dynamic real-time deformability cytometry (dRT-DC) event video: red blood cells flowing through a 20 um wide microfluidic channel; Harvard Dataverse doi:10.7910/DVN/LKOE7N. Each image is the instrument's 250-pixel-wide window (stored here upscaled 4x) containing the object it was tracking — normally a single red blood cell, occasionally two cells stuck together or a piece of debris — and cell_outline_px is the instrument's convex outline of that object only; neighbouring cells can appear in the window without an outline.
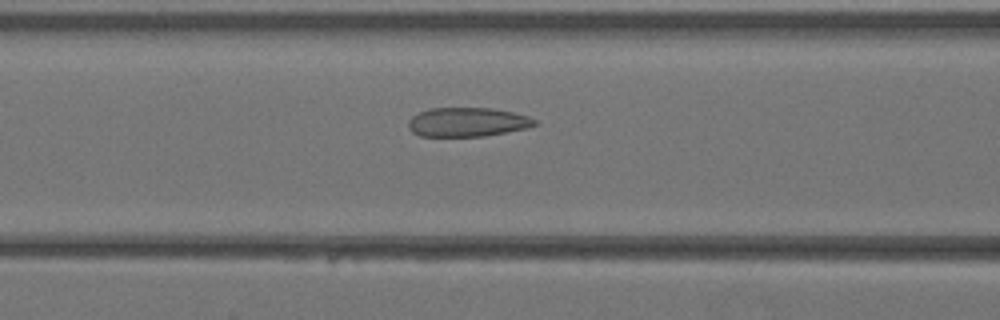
{"species": "Egyptian fruit bat (a non-hibernating species)", "species_latin": "Rousettus aegyptiacus", "temperature_condition": "warm", "stored_images_in_passage": 24, "camera_frame_rate_fps": 3000, "um_per_image_px": 0.085, "animal": {"sex": "female"}, "frame": {"image": 1, "passage_image": 5, "time_ms": 1.333, "image_size_px": [1000, 320], "cell_outline_px": [[536, 124], [528, 128], [484, 136], [420, 136], [412, 132], [408, 128], [408, 120], [412, 116], [428, 108], [492, 108], [512, 112], [528, 116], [536, 120]], "centroid_in_image_um": [39.7, 10.38], "position_along_channel_um": 126.9, "area_um2": 21.44}}
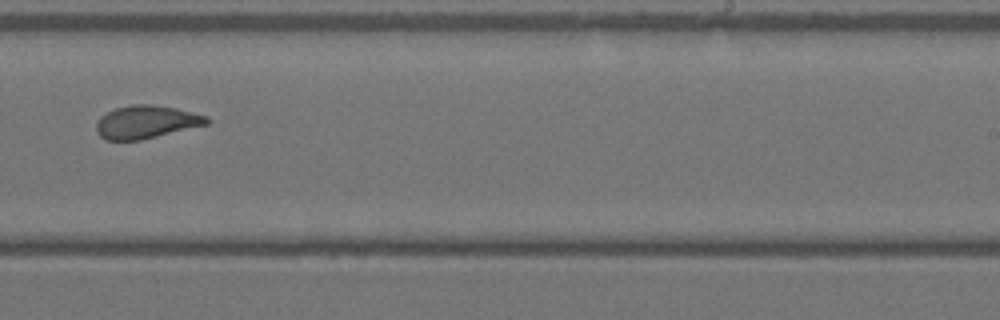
{"frame": {"image": 2, "passage_image": 14, "time_ms": 4.333, "image_size_px": [1000, 320], "cell_outline_px": [[212, 120], [208, 124], [140, 140], [104, 140], [96, 132], [96, 124], [100, 116], [116, 108], [132, 104], [152, 104], [176, 108], [208, 116]], "centroid_in_image_um": [12.43, 10.36], "position_along_channel_um": 276.6, "area_um2": 21.27}}
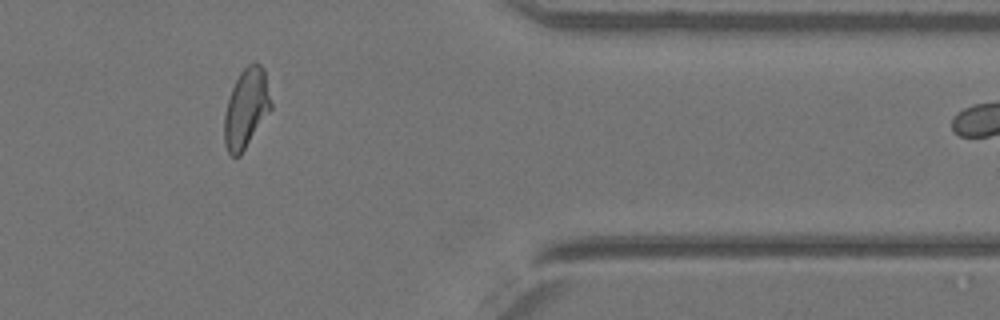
{"frame": {"image": 3, "passage_image": 22, "time_ms": 7.0, "image_size_px": [1000, 320], "cell_outline_px": [[272, 108], [240, 156], [232, 156], [228, 152], [224, 144], [224, 116], [228, 100], [232, 88], [240, 72], [248, 64], [256, 60], [264, 68], [272, 104]], "centroid_in_image_um": [20.93, 9.19], "position_along_channel_um": 390.5, "area_um2": 21.62}}